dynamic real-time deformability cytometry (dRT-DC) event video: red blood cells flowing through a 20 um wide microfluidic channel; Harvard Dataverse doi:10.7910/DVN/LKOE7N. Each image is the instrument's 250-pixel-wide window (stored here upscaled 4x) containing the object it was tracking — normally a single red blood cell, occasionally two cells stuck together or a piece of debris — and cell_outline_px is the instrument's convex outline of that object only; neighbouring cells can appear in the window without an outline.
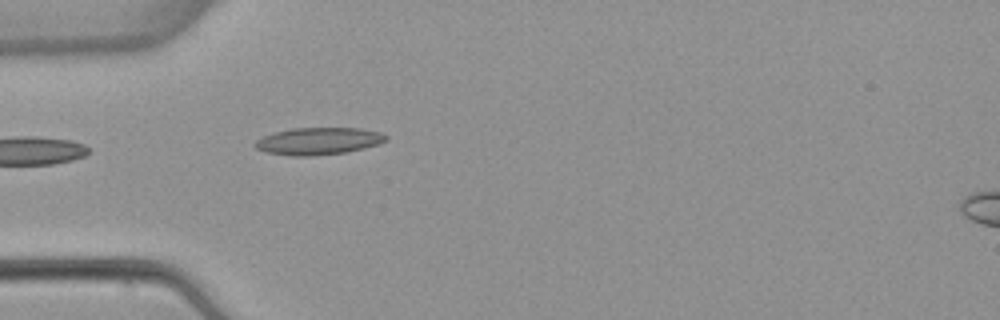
{"species": "common noctule bat (a hibernating species)", "species_latin": "Nyctalus noctula", "temperature_condition": "warm", "stored_images_in_passage": 4, "camera_frame_rate_fps": 3000, "um_per_image_px": 0.085, "animal": {"sex": "female", "body_mass_g": 22.7, "forearm_length_mm": 54.2}, "frame": {"image": 1, "passage_image": 4, "time_ms": 4.667, "image_size_px": [1000, 320], "cell_outline_px": [[388, 140], [380, 144], [348, 152], [312, 156], [292, 156], [268, 152], [256, 148], [252, 144], [256, 140], [264, 136], [276, 132], [292, 128], [360, 128], [380, 132], [388, 136]], "centroid_in_image_um": [27.11, 11.99], "position_along_channel_um": 57.9, "area_um2": 20.81}}